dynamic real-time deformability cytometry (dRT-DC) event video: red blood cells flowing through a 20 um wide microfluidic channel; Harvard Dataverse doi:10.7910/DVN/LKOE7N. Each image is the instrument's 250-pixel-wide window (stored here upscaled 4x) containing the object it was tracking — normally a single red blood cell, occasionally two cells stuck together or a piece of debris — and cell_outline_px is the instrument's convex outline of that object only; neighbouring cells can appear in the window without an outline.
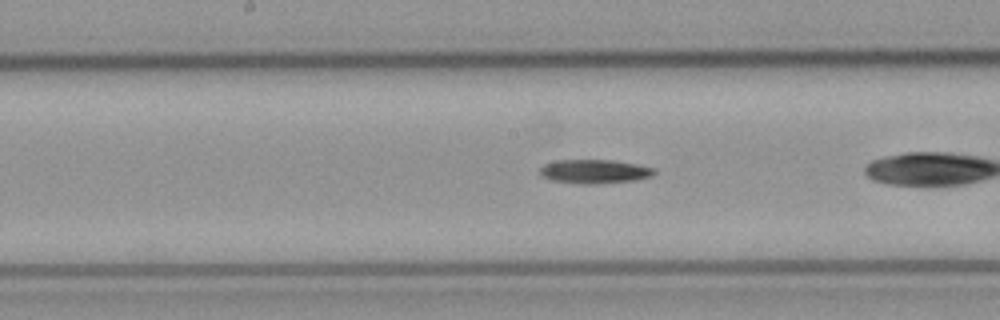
{"species": "common noctule bat (a hibernating species)", "species_latin": "Nyctalus noctula", "temperature_condition": "cold", "stored_images_in_passage": 27, "camera_frame_rate_fps": 3000, "um_per_image_px": 0.085, "animal": {"sex": "male", "body_mass_g": 23.1, "forearm_length_mm": 52.7}, "frame": {"image": 1, "passage_image": 12, "time_ms": 3.667, "image_size_px": [1000, 320], "cell_outline_px": [[656, 172], [652, 176], [632, 180], [592, 184], [584, 184], [552, 180], [544, 176], [540, 172], [540, 168], [544, 164], [556, 160], [612, 160], [636, 164], [656, 168]], "centroid_in_image_um": [50.55, 14.56], "position_along_channel_um": 197.6, "area_um2": 15.72}}